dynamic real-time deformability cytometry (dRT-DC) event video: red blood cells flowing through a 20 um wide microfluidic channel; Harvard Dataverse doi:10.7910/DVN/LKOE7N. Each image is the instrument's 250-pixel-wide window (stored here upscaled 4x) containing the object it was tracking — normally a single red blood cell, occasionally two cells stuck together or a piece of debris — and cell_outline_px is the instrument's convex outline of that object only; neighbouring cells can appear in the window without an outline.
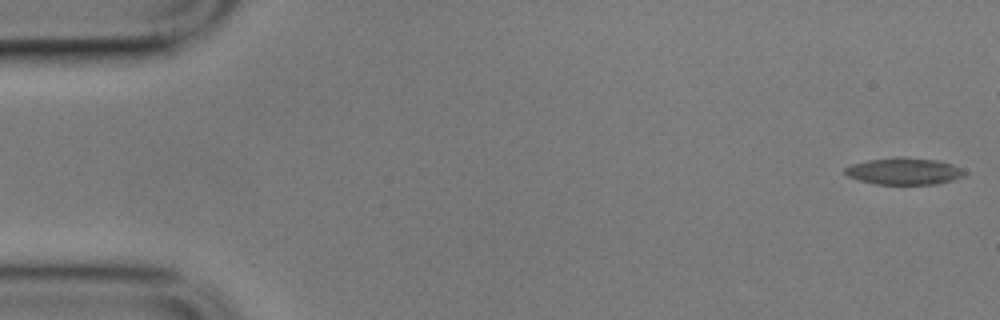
{"species": "common noctule bat (a hibernating species)", "species_latin": "Nyctalus noctula", "temperature_condition": "cold", "stored_images_in_passage": 49, "segment_of_instrument_passage": [1, 2], "camera_frame_rate_fps": 3000, "um_per_image_px": 0.085, "animal": {"sex": "male", "body_mass_g": 17.9}, "frame": {"image": 1, "passage_image": 1, "time_ms": 0.0, "image_size_px": [1000, 320], "cell_outline_px": [[968, 172], [964, 176], [952, 180], [936, 184], [876, 184], [860, 180], [848, 176], [844, 172], [844, 168], [852, 164], [868, 160], [900, 156], [936, 160], [952, 164]], "centroid_in_image_um": [76.86, 14.55], "position_along_channel_um": 8.1, "area_um2": 18.67}}
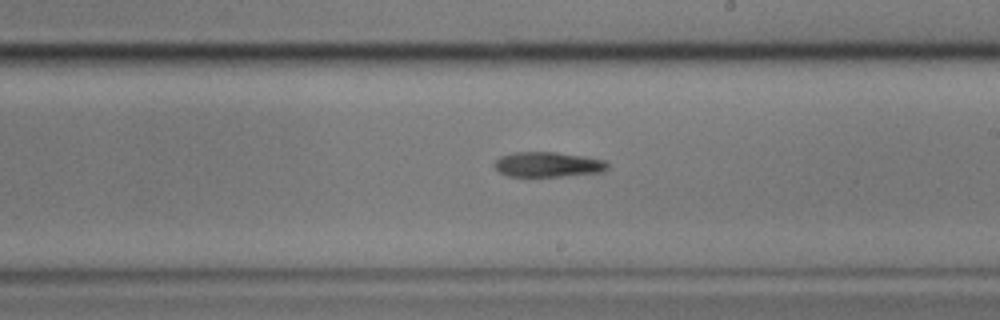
{"frame": {"image": 2, "passage_image": 32, "time_ms": 10.333, "image_size_px": [1000, 320], "cell_outline_px": [[608, 168], [604, 172], [560, 176], [508, 176], [500, 172], [492, 164], [500, 156], [516, 152], [556, 152], [584, 156], [604, 160], [608, 164]], "centroid_in_image_um": [46.58, 13.98], "position_along_channel_um": 242.4, "area_um2": 16.47}}
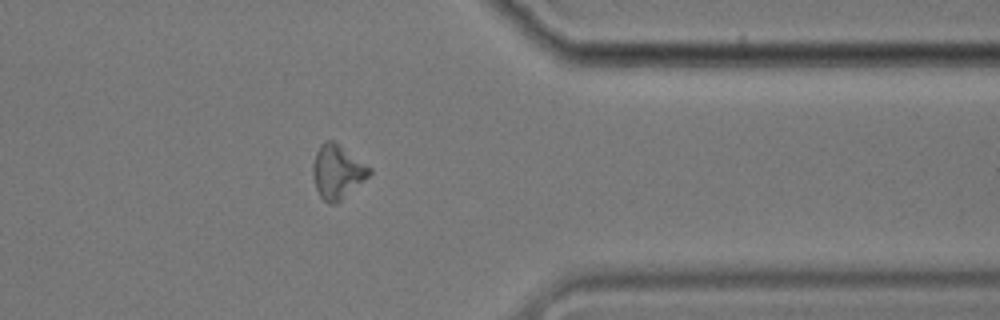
{"frame": {"image": 3, "passage_image": 45, "time_ms": 14.667, "image_size_px": [1000, 320], "cell_outline_px": [[372, 172], [364, 180], [336, 204], [328, 204], [320, 196], [316, 188], [312, 172], [312, 164], [316, 152], [320, 144], [324, 140], [332, 140], [340, 144], [372, 168]], "centroid_in_image_um": [28.66, 14.57], "position_along_channel_um": 382.7, "area_um2": 17.8}}